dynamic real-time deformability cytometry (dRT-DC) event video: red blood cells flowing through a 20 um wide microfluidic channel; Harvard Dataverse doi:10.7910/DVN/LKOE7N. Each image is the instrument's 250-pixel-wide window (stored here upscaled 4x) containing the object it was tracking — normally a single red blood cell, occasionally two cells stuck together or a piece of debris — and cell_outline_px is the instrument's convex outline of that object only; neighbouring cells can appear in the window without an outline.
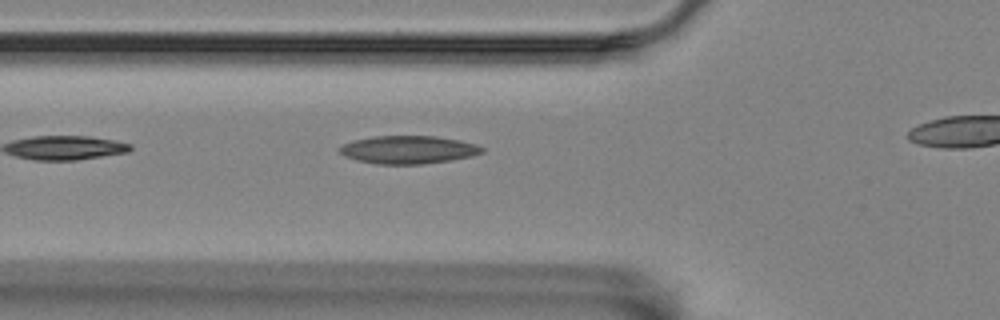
{"species": "Egyptian fruit bat (a non-hibernating species)", "species_latin": "Rousettus aegyptiacus", "temperature_condition": "room temperature", "stored_images_in_passage": 8, "segment_of_instrument_passage": [1, 2], "camera_frame_rate_fps": 3000, "um_per_image_px": 0.085, "animal": {"sex": "female"}, "frame": {"image": 1, "passage_image": 7, "time_ms": 2.0, "image_size_px": [1000, 320], "cell_outline_px": [[484, 152], [472, 156], [448, 160], [420, 164], [376, 164], [356, 160], [344, 156], [336, 148], [340, 144], [352, 140], [376, 136], [436, 136], [460, 140], [476, 144], [484, 148]], "centroid_in_image_um": [34.65, 12.72], "position_along_channel_um": 91.1, "area_um2": 23.35}}